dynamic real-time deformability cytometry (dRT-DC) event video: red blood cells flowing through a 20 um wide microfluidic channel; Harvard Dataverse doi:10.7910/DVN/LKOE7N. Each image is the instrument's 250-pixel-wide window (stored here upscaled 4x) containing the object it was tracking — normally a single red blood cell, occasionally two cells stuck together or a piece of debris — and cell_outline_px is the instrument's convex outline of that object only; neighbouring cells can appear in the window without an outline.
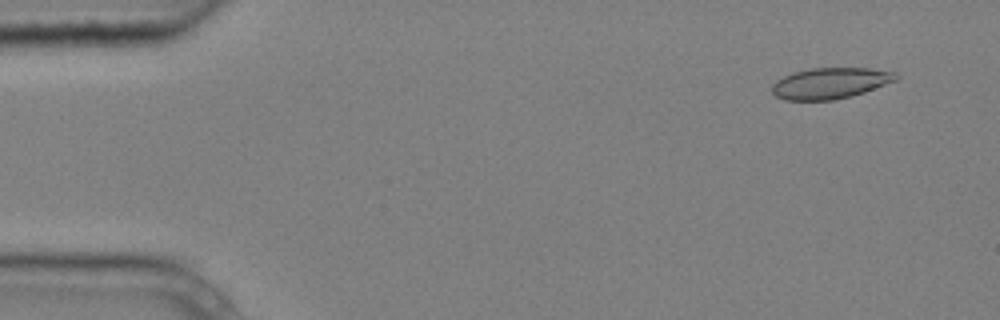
{"species": "common noctule bat (a hibernating species)", "species_latin": "Nyctalus noctula", "temperature_condition": "cold", "stored_images_in_passage": 6, "camera_frame_rate_fps": 3000, "um_per_image_px": 0.085, "animal": {"sex": "male", "body_mass_g": 20.4}, "frame": {"image": 1, "passage_image": 2, "time_ms": 0.333, "image_size_px": [1000, 320], "cell_outline_px": [[900, 76], [896, 80], [864, 92], [852, 96], [832, 100], [784, 100], [776, 96], [772, 92], [772, 84], [776, 80], [792, 72], [812, 68], [872, 68], [896, 72]], "centroid_in_image_um": [70.57, 7.07], "position_along_channel_um": 14.4, "area_um2": 22.48}}